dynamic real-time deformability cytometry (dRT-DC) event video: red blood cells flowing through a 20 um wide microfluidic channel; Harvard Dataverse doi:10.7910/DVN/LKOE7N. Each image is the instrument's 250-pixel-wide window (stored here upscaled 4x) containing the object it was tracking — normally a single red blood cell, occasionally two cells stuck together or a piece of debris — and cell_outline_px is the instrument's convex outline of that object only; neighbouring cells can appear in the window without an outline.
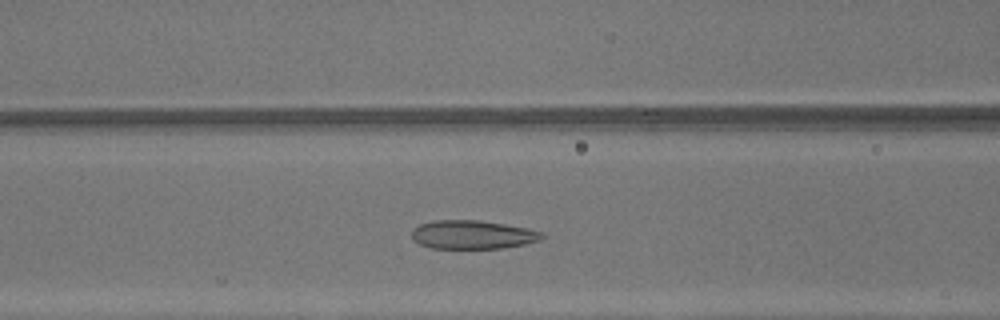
{"species": "common noctule bat (a hibernating species)", "species_latin": "Nyctalus noctula", "temperature_condition": "warm", "stored_images_in_passage": 38, "camera_frame_rate_fps": 3000, "um_per_image_px": 0.085, "animal": {"sex": "male", "body_mass_g": 13.3}, "frame": {"image": 1, "passage_image": 17, "time_ms": 5.333, "image_size_px": [1000, 320], "cell_outline_px": [[544, 236], [540, 240], [524, 244], [504, 248], [432, 248], [420, 244], [412, 236], [412, 228], [420, 224], [432, 220], [480, 220], [528, 228], [544, 232]], "centroid_in_image_um": [40.19, 19.94], "position_along_channel_um": 126.4, "area_um2": 21.73}}
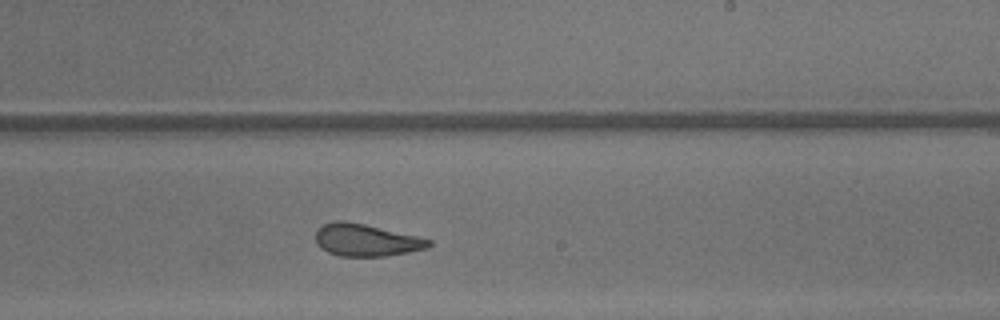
{"frame": {"image": 2, "passage_image": 26, "time_ms": 8.333, "image_size_px": [1000, 320], "cell_outline_px": [[432, 244], [428, 248], [408, 252], [384, 256], [340, 256], [328, 252], [320, 248], [316, 244], [316, 228], [324, 224], [336, 220], [344, 220], [364, 224], [420, 236], [432, 240]], "centroid_in_image_um": [31.12, 20.4], "position_along_channel_um": 257.9, "area_um2": 21.44}}
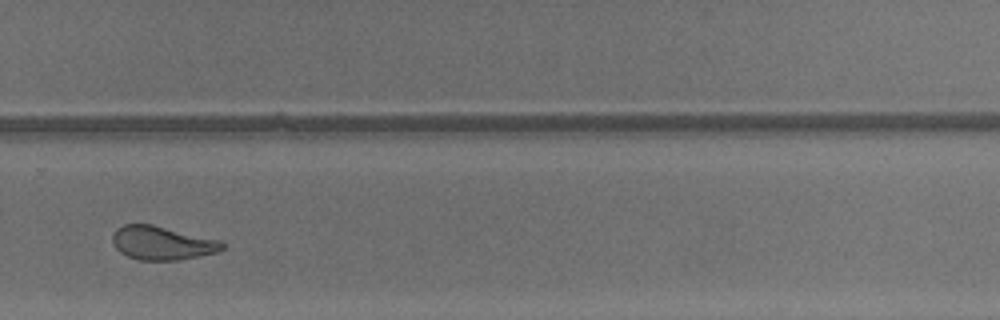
{"frame": {"image": 3, "passage_image": 30, "time_ms": 9.667, "image_size_px": [1000, 320], "cell_outline_px": [[224, 248], [216, 252], [176, 260], [140, 260], [128, 256], [120, 252], [116, 248], [112, 240], [112, 236], [116, 228], [124, 224], [152, 224], [220, 240], [224, 244]], "centroid_in_image_um": [13.74, 20.64], "position_along_channel_um": 316.1, "area_um2": 21.33}, "authors_computed_cell_mechanics": {"area_um2": 23.0911, "velocity_mm_per_s": 4.3943, "shape_relaxation_time_tau1_ms": 8.0402, "shape_relaxation_time_tau2_ms": 1.1523, "deformation_change_tau1": 0.2019, "deformation_change_tau2": 0.0931}}